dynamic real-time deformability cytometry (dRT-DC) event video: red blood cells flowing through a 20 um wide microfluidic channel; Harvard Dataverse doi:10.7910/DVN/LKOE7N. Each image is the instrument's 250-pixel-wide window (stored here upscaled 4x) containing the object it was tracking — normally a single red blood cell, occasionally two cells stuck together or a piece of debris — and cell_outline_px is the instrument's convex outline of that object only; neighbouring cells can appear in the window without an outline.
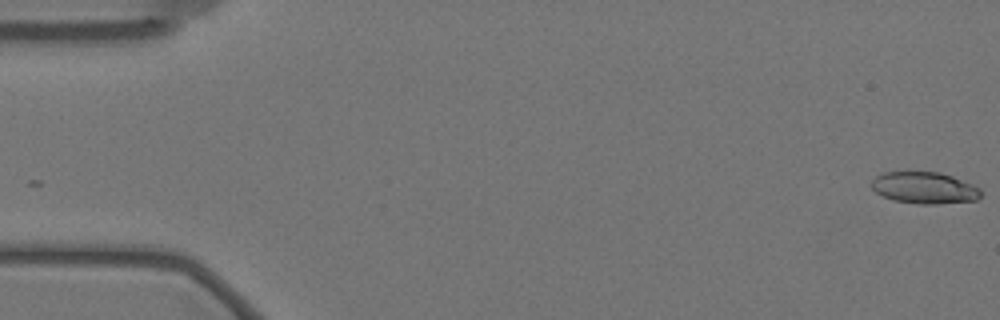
{"species": "Egyptian fruit bat (a non-hibernating species)", "species_latin": "Rousettus aegyptiacus", "temperature_condition": "warm", "stored_images_in_passage": 59, "camera_frame_rate_fps": 3000, "um_per_image_px": 0.085, "animal": {"sex": "female"}, "frame": {"image": 1, "passage_image": 1, "time_ms": 0.0, "image_size_px": [1000, 320], "cell_outline_px": [[980, 196], [976, 200], [936, 204], [920, 204], [892, 200], [876, 192], [872, 188], [872, 180], [876, 176], [884, 172], [908, 168], [940, 172], [952, 176], [972, 184], [980, 188]], "centroid_in_image_um": [78.53, 15.91], "position_along_channel_um": 6.5, "area_um2": 20.87}}
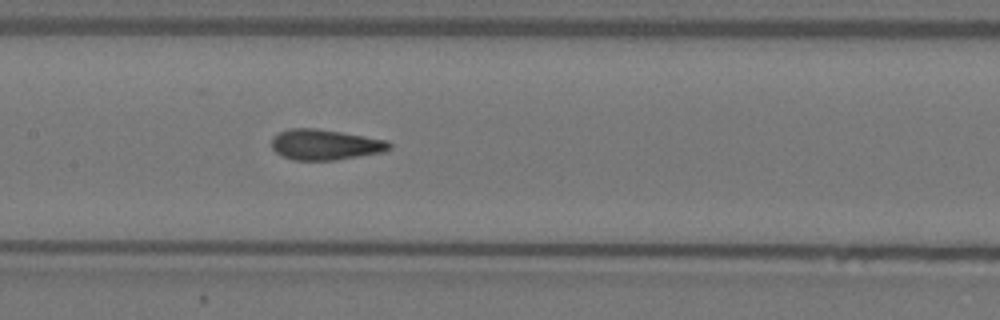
{"frame": {"image": 2, "passage_image": 28, "time_ms": 9.0, "image_size_px": [1000, 320], "cell_outline_px": [[392, 148], [384, 152], [336, 160], [292, 160], [276, 152], [272, 148], [272, 136], [288, 128], [316, 128], [388, 140], [392, 144]], "centroid_in_image_um": [27.65, 12.29], "position_along_channel_um": 179.7, "area_um2": 21.04}}
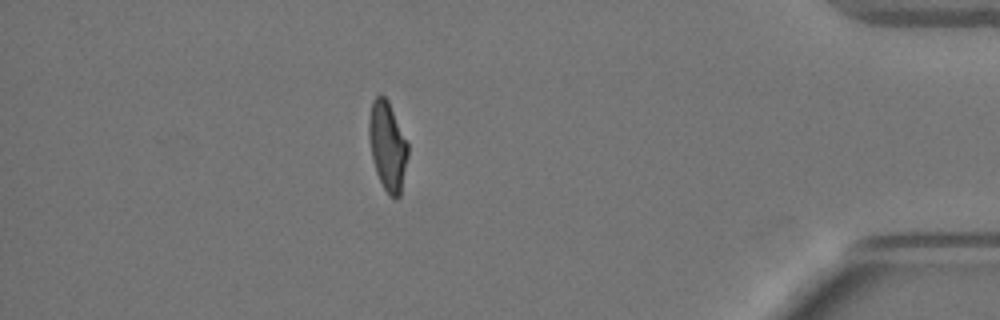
{"frame": {"image": 3, "passage_image": 51, "time_ms": 16.667, "image_size_px": [1000, 320], "cell_outline_px": [[408, 156], [400, 196], [396, 200], [388, 196], [376, 172], [372, 156], [368, 136], [368, 120], [372, 100], [380, 92], [388, 100], [408, 144]], "centroid_in_image_um": [32.93, 12.41], "position_along_channel_um": 402.3, "area_um2": 20.35}}